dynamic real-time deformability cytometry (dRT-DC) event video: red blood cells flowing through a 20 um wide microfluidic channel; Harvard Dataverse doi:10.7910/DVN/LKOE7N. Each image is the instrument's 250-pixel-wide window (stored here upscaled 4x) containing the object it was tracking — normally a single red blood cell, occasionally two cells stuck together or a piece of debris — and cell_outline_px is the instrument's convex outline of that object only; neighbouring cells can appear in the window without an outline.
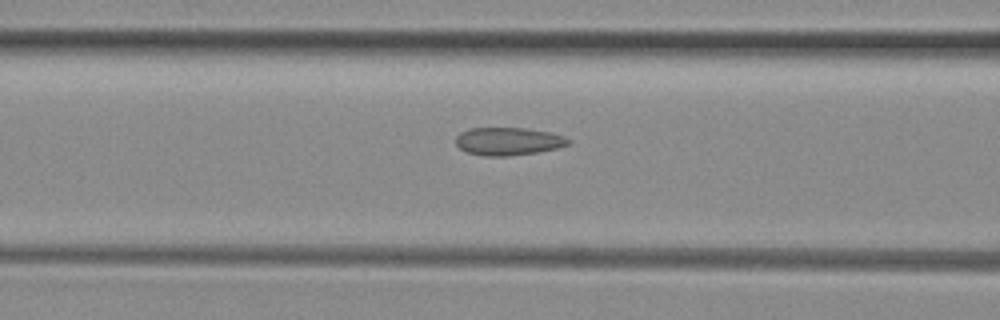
{"species": "common noctule bat (a hibernating species)", "species_latin": "Nyctalus noctula", "temperature_condition": "room temperature", "stored_images_in_passage": 14, "camera_frame_rate_fps": 3000, "um_per_image_px": 0.085, "animal": {"sex": "female", "body_mass_g": 29.2, "forearm_length_mm": 56.3}, "frame": {"image": 1, "passage_image": 12, "time_ms": 3.667, "image_size_px": [1000, 320], "cell_outline_px": [[568, 144], [556, 148], [536, 152], [508, 156], [484, 156], [468, 152], [460, 148], [456, 144], [456, 136], [460, 132], [468, 128], [524, 128], [552, 132], [564, 136], [568, 140]], "centroid_in_image_um": [43.16, 12.0], "position_along_channel_um": 123.4, "area_um2": 18.15}}